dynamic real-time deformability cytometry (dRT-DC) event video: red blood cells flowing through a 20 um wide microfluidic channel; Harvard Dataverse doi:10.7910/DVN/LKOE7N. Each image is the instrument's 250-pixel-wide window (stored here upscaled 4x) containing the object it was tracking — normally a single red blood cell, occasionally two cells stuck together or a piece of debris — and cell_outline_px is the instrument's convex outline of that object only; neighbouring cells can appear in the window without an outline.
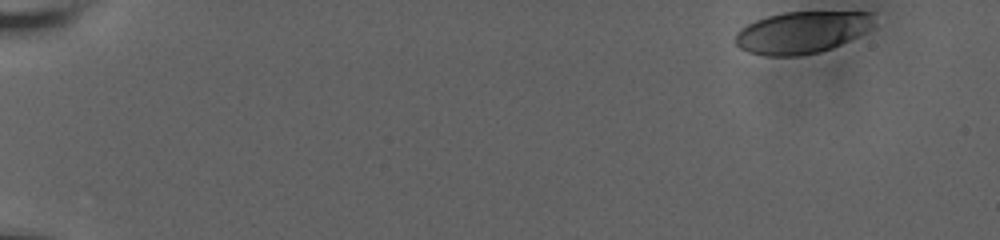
{"species": "human", "species_latin": "Homo sapiens", "temperature_condition": "room temperature", "stored_images_in_passage": 49, "camera_frame_rate_fps": 3000, "um_per_image_px": 0.085, "donor": {"sex": "male"}, "frame": {"image": 1, "passage_image": 1, "time_ms": 0.0, "image_size_px": [1000, 240], "cell_outline_px": [[872, 12], [864, 32], [832, 48], [820, 52], [796, 56], [764, 56], [748, 52], [740, 48], [736, 44], [736, 32], [740, 28], [756, 20], [768, 16], [784, 12]], "centroid_in_image_um": [68.03, 2.77], "position_along_channel_um": 17.0, "area_um2": 33.18}}
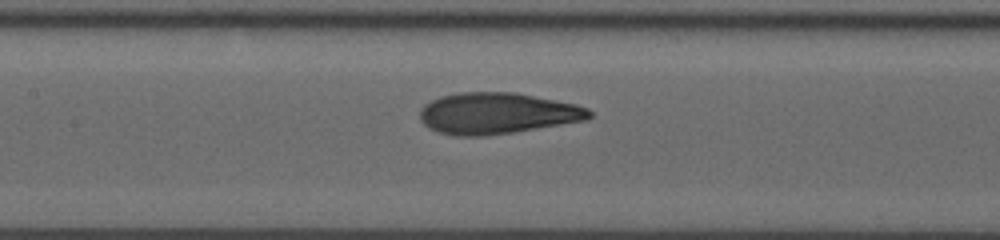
{"frame": {"image": 2, "passage_image": 27, "time_ms": 8.667, "image_size_px": [1000, 240], "cell_outline_px": [[592, 116], [588, 120], [512, 132], [484, 136], [456, 136], [436, 132], [428, 128], [420, 120], [420, 108], [424, 104], [440, 96], [456, 92], [516, 92], [576, 104], [588, 108], [592, 112]], "centroid_in_image_um": [42.24, 9.63], "position_along_channel_um": 165.2, "area_um2": 41.04}}
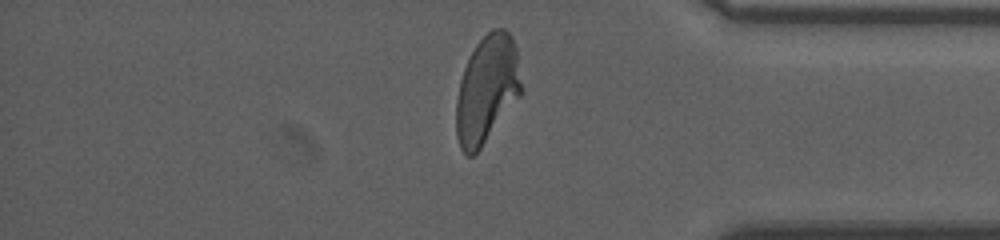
{"frame": {"image": 3, "passage_image": 47, "time_ms": 15.333, "image_size_px": [1000, 240], "cell_outline_px": [[520, 96], [480, 148], [472, 156], [468, 156], [460, 148], [456, 136], [456, 100], [460, 80], [464, 68], [476, 44], [492, 28], [504, 28], [512, 36], [516, 48], [520, 84]], "centroid_in_image_um": [41.36, 7.59], "position_along_channel_um": 393.8, "area_um2": 40.29}, "authors_computed_cell_mechanics": {"area_um2": 39.8242, "velocity_mm_per_s": 3.6464, "shape_relaxation_time_tau1_ms": 5.9781, "shape_relaxation_time_tau2_ms": 0.8499, "deformation_change_tau1": 0.2249, "deformation_change_tau2": 0.0739}}